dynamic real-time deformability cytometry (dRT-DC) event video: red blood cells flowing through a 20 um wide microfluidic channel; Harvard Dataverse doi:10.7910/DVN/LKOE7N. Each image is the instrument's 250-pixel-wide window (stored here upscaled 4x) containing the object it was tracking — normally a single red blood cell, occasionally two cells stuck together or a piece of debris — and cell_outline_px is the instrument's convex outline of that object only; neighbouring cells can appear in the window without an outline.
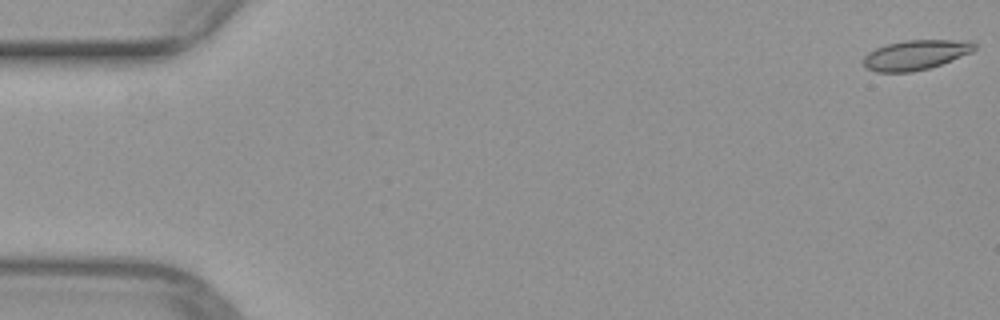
{"species": "common noctule bat (a hibernating species)", "species_latin": "Nyctalus noctula", "temperature_condition": "warm", "stored_images_in_passage": 10, "camera_frame_rate_fps": 3000, "um_per_image_px": 0.085, "animal": {"sex": "female", "body_mass_g": 29.2, "forearm_length_mm": 56.3}, "frame": {"image": 1, "passage_image": 1, "time_ms": 0.0, "image_size_px": [1000, 320], "cell_outline_px": [[976, 48], [972, 52], [940, 64], [928, 68], [908, 72], [876, 72], [864, 68], [864, 56], [868, 52], [884, 44], [904, 40], [972, 40], [976, 44]], "centroid_in_image_um": [77.81, 4.65], "position_along_channel_um": 7.2, "area_um2": 19.36}}